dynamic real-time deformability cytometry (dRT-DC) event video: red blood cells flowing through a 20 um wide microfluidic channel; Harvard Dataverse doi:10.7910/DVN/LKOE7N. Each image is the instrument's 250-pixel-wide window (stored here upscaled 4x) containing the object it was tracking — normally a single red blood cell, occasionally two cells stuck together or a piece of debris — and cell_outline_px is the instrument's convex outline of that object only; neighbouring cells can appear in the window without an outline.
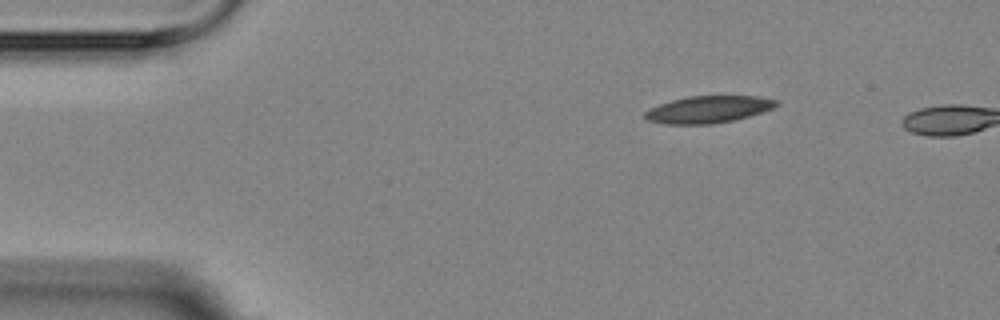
{"species": "Egyptian fruit bat (a non-hibernating species)", "species_latin": "Rousettus aegyptiacus", "temperature_condition": "room temperature", "stored_images_in_passage": 2, "camera_frame_rate_fps": 3000, "um_per_image_px": 0.085, "animal": {"sex": "female"}, "frame": {"image": 1, "passage_image": 1, "time_ms": 0.0, "image_size_px": [1000, 320], "cell_outline_px": [[780, 104], [772, 108], [748, 116], [732, 120], [712, 124], [664, 124], [648, 120], [644, 116], [644, 112], [660, 104], [672, 100], [688, 96], [756, 96], [780, 100]], "centroid_in_image_um": [60.22, 9.29], "position_along_channel_um": 24.8, "area_um2": 20.52}}